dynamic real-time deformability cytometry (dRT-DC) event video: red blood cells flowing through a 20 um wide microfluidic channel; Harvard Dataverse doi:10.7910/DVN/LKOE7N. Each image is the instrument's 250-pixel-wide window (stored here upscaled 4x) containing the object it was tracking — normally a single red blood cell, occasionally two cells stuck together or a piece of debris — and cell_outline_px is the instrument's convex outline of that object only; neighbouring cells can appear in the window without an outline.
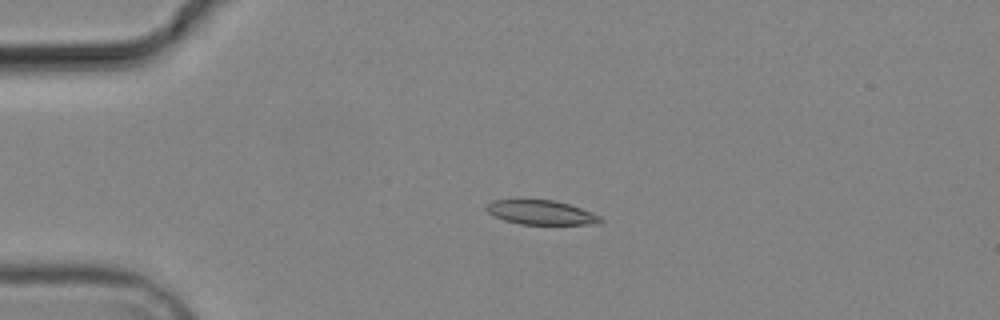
{"species": "common noctule bat (a hibernating species)", "species_latin": "Nyctalus noctula", "temperature_condition": "cold", "stored_images_in_passage": 5, "camera_frame_rate_fps": 3000, "um_per_image_px": 0.085, "animal": {"sex": "male", "body_mass_g": 19.2, "forearm_length_mm": 51.8}, "frame": {"image": 1, "passage_image": 4, "time_ms": 3.667, "image_size_px": [1000, 320], "cell_outline_px": [[604, 220], [600, 224], [520, 224], [504, 220], [488, 212], [484, 208], [492, 200], [552, 200], [568, 204], [592, 212], [600, 216]], "centroid_in_image_um": [46.01, 18.07], "position_along_channel_um": 39.0, "area_um2": 16.01}}